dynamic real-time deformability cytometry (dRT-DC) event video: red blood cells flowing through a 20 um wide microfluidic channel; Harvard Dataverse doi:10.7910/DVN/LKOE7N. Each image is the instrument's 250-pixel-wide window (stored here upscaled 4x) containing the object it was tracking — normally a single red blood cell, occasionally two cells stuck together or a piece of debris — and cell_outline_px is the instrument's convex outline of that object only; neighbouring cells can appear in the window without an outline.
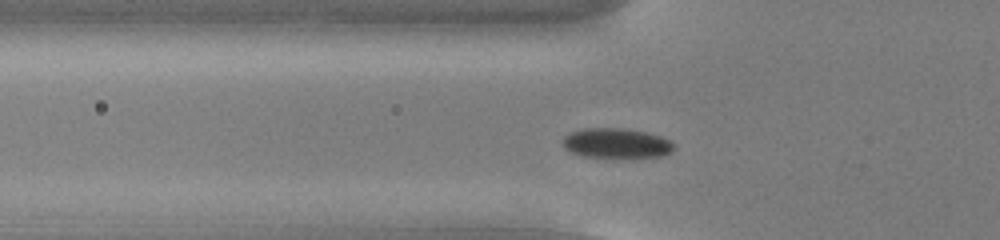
{"species": "common noctule bat (a hibernating species)", "species_latin": "Nyctalus noctula", "temperature_condition": "cold", "stored_images_in_passage": 39, "camera_frame_rate_fps": 3000, "um_per_image_px": 0.085, "animal": {"sex": "male", "body_mass_g": 13.0, "forearm_length_mm": 53.1}, "frame": {"image": 1, "passage_image": 3, "time_ms": 0.667, "image_size_px": [1000, 240], "cell_outline_px": [[676, 148], [672, 152], [660, 156], [584, 156], [572, 152], [564, 148], [560, 140], [568, 132], [584, 128], [624, 128], [644, 132], [660, 136], [672, 140]], "centroid_in_image_um": [52.37, 12.14], "position_along_channel_um": 73.4, "area_um2": 19.25}}
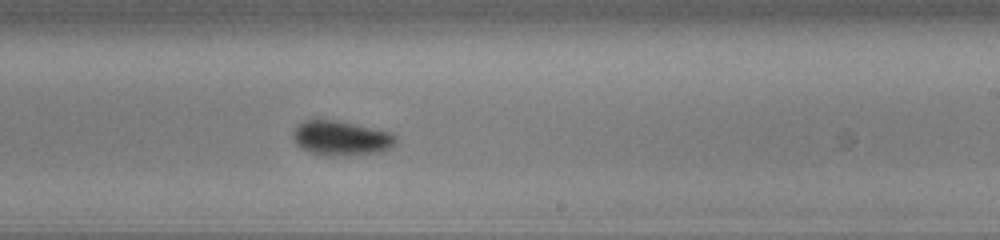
{"frame": {"image": 2, "passage_image": 18, "time_ms": 5.667, "image_size_px": [1000, 240], "cell_outline_px": [[396, 144], [384, 152], [340, 156], [324, 156], [308, 152], [300, 148], [296, 144], [292, 136], [292, 132], [304, 120], [336, 120], [392, 132], [396, 136]], "centroid_in_image_um": [29.01, 11.76], "position_along_channel_um": 260.0, "area_um2": 21.04}}
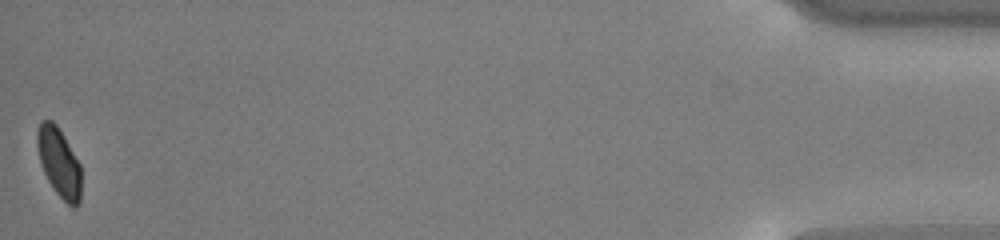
{"frame": {"image": 3, "passage_image": 39, "time_ms": 12.667, "image_size_px": [1000, 240], "cell_outline_px": [[80, 204], [76, 208], [72, 208], [56, 192], [48, 180], [40, 164], [36, 144], [36, 132], [40, 120], [52, 120], [56, 124], [80, 164]], "centroid_in_image_um": [4.99, 13.8], "position_along_channel_um": 430.2, "area_um2": 17.69}, "authors_computed_cell_mechanics": {"area_um2": 19.4786, "velocity_mm_per_s": 3.7447, "shape_relaxation_time_tau1_ms": 1.4905, "shape_relaxation_time_tau2_ms": null, "deformation_change_tau1": 0.0717, "deformation_change_tau2": null}}